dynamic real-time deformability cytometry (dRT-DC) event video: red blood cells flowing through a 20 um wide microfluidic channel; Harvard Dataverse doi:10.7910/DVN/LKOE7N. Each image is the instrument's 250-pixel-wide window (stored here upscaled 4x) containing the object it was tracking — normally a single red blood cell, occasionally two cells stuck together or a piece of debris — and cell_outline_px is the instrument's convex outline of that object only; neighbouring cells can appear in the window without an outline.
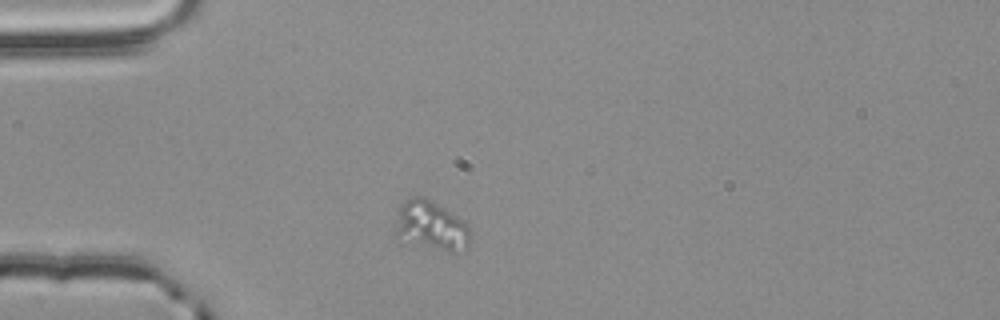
{"species": "common noctule bat (a hibernating species)", "species_latin": "Nyctalus noctula", "temperature_condition": "room temperature", "stored_images_in_passage": 34, "camera_frame_rate_fps": 3000, "um_per_image_px": 0.085, "animal": {"sex": "male", "body_mass_g": 20.4}, "frame": {"image": 1, "passage_image": 1, "time_ms": 0.0, "image_size_px": [1000, 320], "cell_outline_px": [[468, 244], [452, 252], [448, 252], [396, 236], [396, 232], [400, 208], [404, 200], [412, 196], [420, 196], [444, 208], [468, 224]], "centroid_in_image_um": [36.65, 19.14], "position_along_channel_um": 48.4, "area_um2": 20.11}}
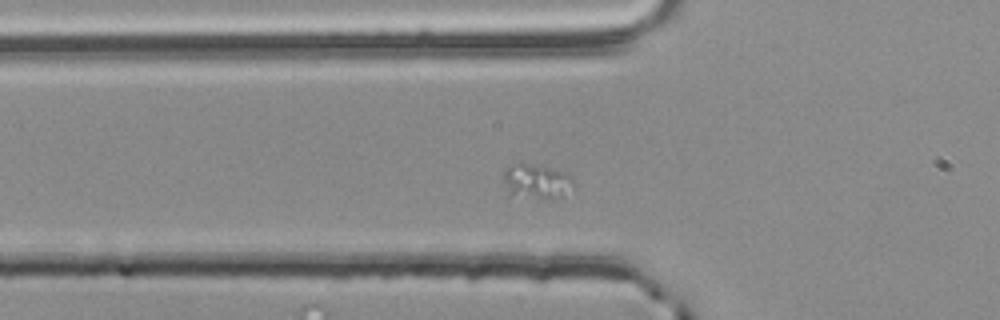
{"frame": {"image": 2, "passage_image": 5, "time_ms": 1.333, "image_size_px": [1000, 320], "cell_outline_px": [[576, 184], [560, 200], [508, 196], [504, 180], [504, 168], [520, 160], [568, 172], [572, 176]], "centroid_in_image_um": [45.63, 15.41], "position_along_channel_um": 80.2, "area_um2": 15.26}}